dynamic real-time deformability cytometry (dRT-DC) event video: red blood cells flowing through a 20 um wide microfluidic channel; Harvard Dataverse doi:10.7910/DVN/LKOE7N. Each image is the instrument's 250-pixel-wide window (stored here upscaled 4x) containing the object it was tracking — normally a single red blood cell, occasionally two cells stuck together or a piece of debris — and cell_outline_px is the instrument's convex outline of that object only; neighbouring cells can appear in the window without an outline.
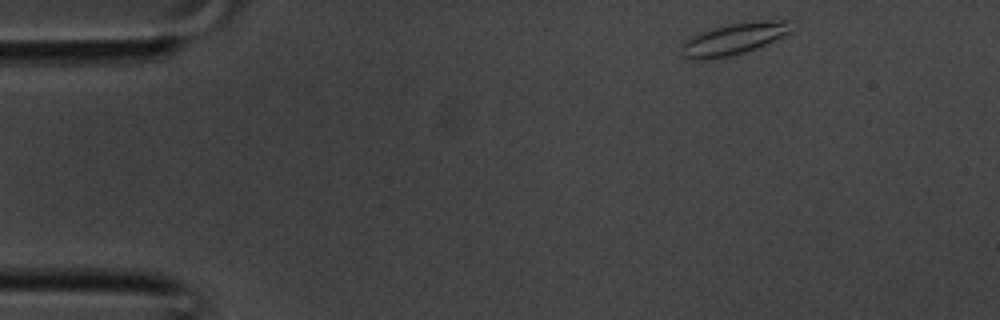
{"species": "common noctule bat (a hibernating species)", "species_latin": "Nyctalus noctula", "temperature_condition": "room temperature", "stored_images_in_passage": 34, "camera_frame_rate_fps": 3000, "um_per_image_px": 0.085, "animal": {"sex": "male", "body_mass_g": 20.1, "forearm_length_mm": 53.5}, "frame": {"image": 1, "passage_image": 1, "time_ms": 0.0, "image_size_px": [1000, 320], "cell_outline_px": [[792, 32], [756, 48], [744, 52], [728, 56], [704, 60], [692, 60], [684, 56], [680, 48], [680, 44], [688, 36], [700, 32], [728, 24], [764, 20], [792, 20]], "centroid_in_image_um": [62.35, 3.3], "position_along_channel_um": 22.6, "area_um2": 20.4}}
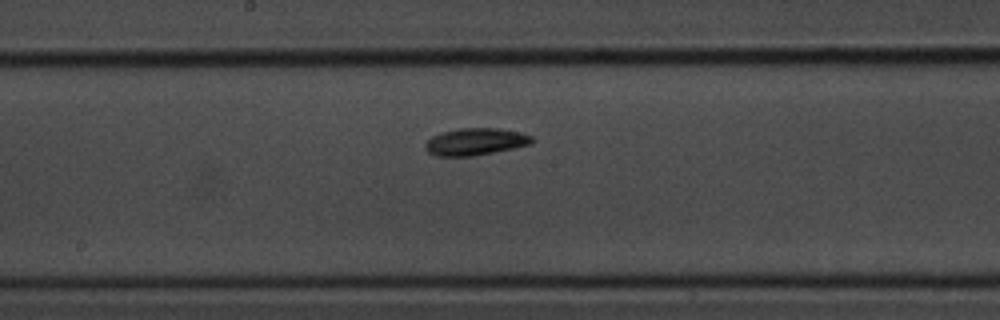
{"frame": {"image": 2, "passage_image": 16, "time_ms": 5.0, "image_size_px": [1000, 320], "cell_outline_px": [[536, 140], [532, 144], [472, 156], [436, 156], [428, 152], [424, 148], [424, 144], [432, 136], [440, 132], [460, 128], [496, 128], [520, 132], [532, 136]], "centroid_in_image_um": [40.4, 12.04], "position_along_channel_um": 207.8, "area_um2": 16.88}}
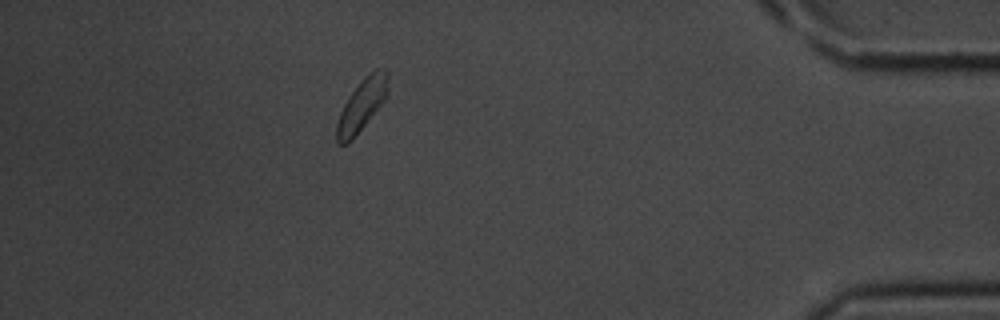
{"frame": {"image": 3, "passage_image": 30, "time_ms": 9.667, "image_size_px": [1000, 320], "cell_outline_px": [[388, 92], [384, 100], [352, 140], [348, 144], [340, 144], [336, 140], [336, 124], [340, 112], [344, 104], [352, 92], [364, 76], [368, 72], [376, 68], [388, 72]], "centroid_in_image_um": [30.74, 8.92], "position_along_channel_um": 404.5, "area_um2": 15.32}}